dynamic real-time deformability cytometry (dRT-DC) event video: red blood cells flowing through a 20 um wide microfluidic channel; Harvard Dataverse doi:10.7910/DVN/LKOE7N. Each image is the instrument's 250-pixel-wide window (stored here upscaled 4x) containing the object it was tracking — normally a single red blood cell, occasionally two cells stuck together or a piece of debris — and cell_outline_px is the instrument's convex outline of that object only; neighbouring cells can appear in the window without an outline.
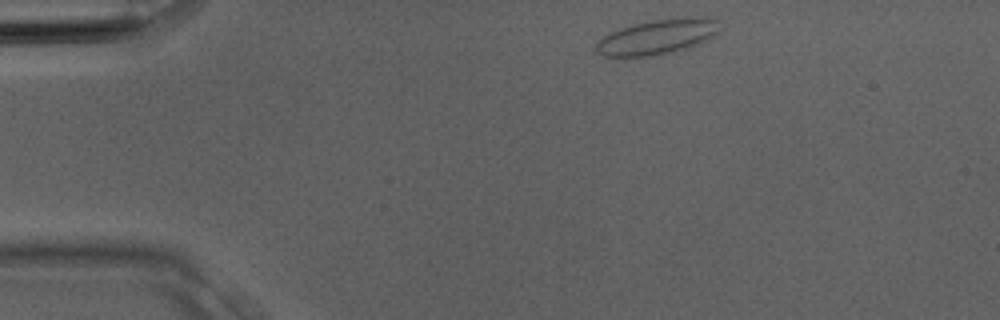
{"species": "Egyptian fruit bat (a non-hibernating species)", "species_latin": "Rousettus aegyptiacus", "temperature_condition": "room temperature", "stored_images_in_passage": 4, "segment_of_instrument_passage": [2, 2], "camera_frame_rate_fps": 3000, "um_per_image_px": 0.085, "animal": {"sex": "male"}, "frame": {"image": 1, "passage_image": 4, "time_ms": 1.0, "image_size_px": [1000, 320], "cell_outline_px": [[716, 32], [712, 36], [700, 44], [692, 48], [652, 56], [624, 60], [604, 56], [596, 52], [596, 44], [608, 32], [620, 28], [652, 20], [676, 16], [708, 16], [716, 20]], "centroid_in_image_um": [55.82, 3.16], "position_along_channel_um": 29.2, "area_um2": 26.07}}